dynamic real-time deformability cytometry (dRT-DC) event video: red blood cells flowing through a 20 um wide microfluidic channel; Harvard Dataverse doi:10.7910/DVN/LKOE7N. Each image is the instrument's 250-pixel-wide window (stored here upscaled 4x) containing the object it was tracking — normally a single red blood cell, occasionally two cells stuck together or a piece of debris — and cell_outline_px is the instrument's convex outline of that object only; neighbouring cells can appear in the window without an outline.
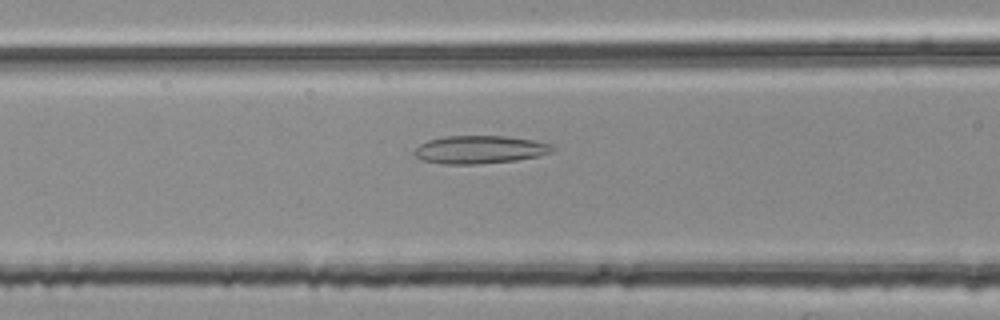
{"species": "common noctule bat (a hibernating species)", "species_latin": "Nyctalus noctula", "temperature_condition": "room temperature", "stored_images_in_passage": 36, "camera_frame_rate_fps": 3000, "um_per_image_px": 0.085, "animal": {"sex": "female", "body_mass_g": 25.1}, "frame": {"image": 1, "passage_image": 13, "time_ms": 4.0, "image_size_px": [1000, 320], "cell_outline_px": [[556, 148], [552, 152], [540, 156], [516, 160], [476, 164], [444, 164], [424, 160], [416, 156], [412, 152], [420, 144], [428, 140], [444, 136], [504, 136], [532, 140], [552, 144]], "centroid_in_image_um": [40.8, 12.71], "position_along_channel_um": 125.8, "area_um2": 22.48}}
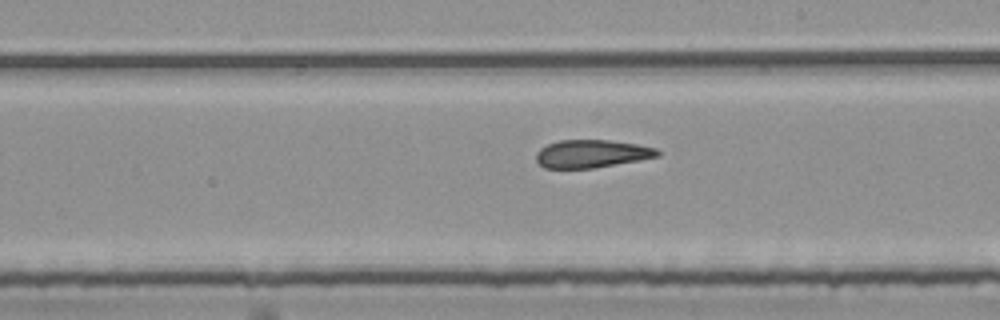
{"frame": {"image": 2, "passage_image": 22, "time_ms": 7.0, "image_size_px": [1000, 320], "cell_outline_px": [[660, 156], [640, 160], [592, 168], [544, 168], [536, 160], [536, 152], [540, 148], [548, 144], [560, 140], [608, 140], [636, 144], [656, 148], [660, 152]], "centroid_in_image_um": [50.29, 13.07], "position_along_channel_um": 238.7, "area_um2": 19.65}}
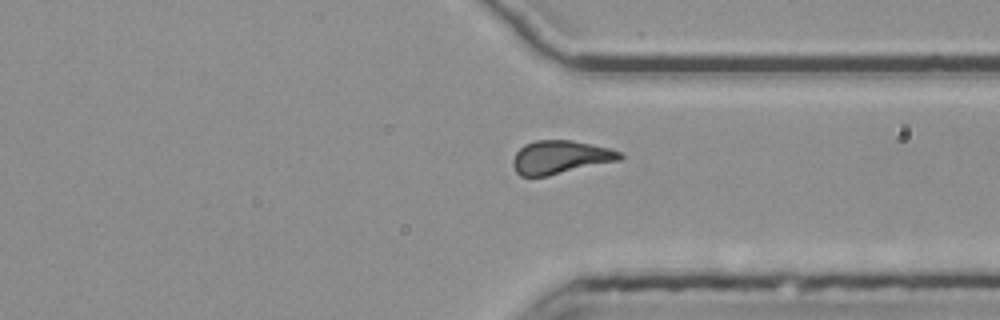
{"frame": {"image": 3, "passage_image": 32, "time_ms": 10.333, "image_size_px": [1000, 320], "cell_outline_px": [[624, 156], [620, 160], [548, 176], [520, 176], [516, 172], [512, 164], [512, 160], [516, 152], [524, 144], [536, 140], [572, 140], [608, 148], [620, 152]], "centroid_in_image_um": [47.6, 13.36], "position_along_channel_um": 363.8, "area_um2": 20.75}}